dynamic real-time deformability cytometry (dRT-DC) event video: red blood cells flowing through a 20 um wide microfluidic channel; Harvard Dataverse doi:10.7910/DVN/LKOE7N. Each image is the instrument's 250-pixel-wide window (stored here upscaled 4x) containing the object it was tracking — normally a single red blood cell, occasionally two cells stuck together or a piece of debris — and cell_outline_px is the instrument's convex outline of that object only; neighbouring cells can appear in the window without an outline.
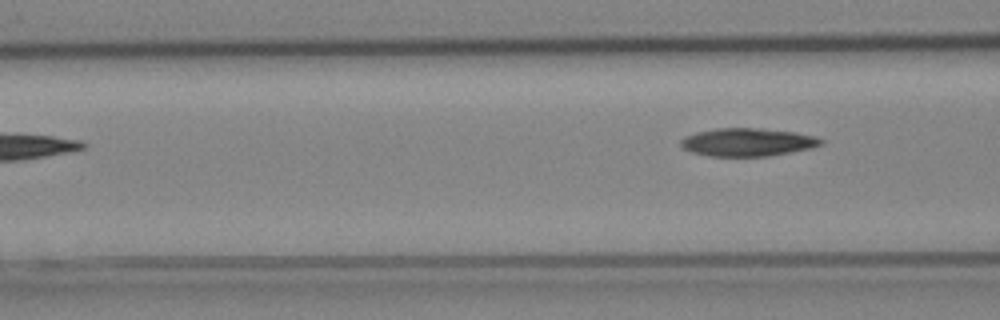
{"species": "Egyptian fruit bat (a non-hibernating species)", "species_latin": "Rousettus aegyptiacus", "temperature_condition": "cold", "stored_images_in_passage": 3, "segment_of_instrument_passage": [2, 2], "camera_frame_rate_fps": 3000, "um_per_image_px": 0.085, "animal": {"sex": "female"}, "frame": {"image": 1, "passage_image": 3, "time_ms": 0.667, "image_size_px": [1000, 320], "cell_outline_px": [[824, 144], [812, 148], [768, 156], [708, 156], [692, 152], [684, 148], [680, 144], [680, 140], [684, 136], [696, 132], [716, 128], [760, 128], [796, 132], [816, 136], [824, 140]], "centroid_in_image_um": [63.56, 12.08], "position_along_channel_um": 103.0, "area_um2": 23.06}}